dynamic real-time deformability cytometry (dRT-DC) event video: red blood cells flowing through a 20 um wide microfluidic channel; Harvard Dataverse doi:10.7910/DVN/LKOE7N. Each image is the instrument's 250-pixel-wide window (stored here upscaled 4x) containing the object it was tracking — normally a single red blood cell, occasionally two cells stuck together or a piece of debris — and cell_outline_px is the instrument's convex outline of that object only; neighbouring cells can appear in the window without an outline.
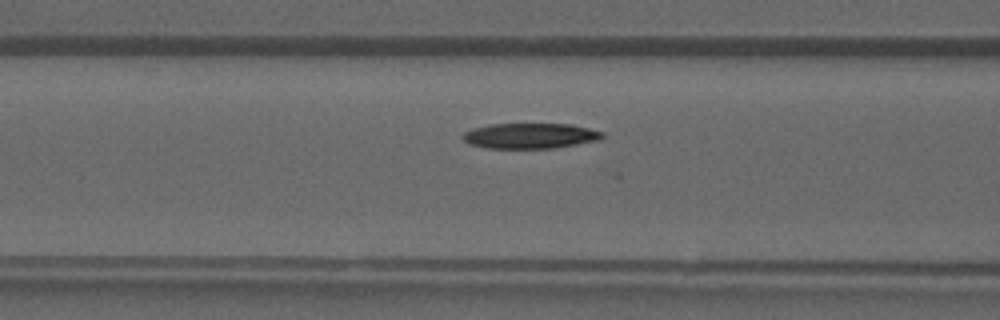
{"species": "common noctule bat (a hibernating species)", "species_latin": "Nyctalus noctula", "temperature_condition": "warm", "stored_images_in_passage": 14, "camera_frame_rate_fps": 3000, "um_per_image_px": 0.085, "animal": {"sex": "male", "forearm_length_mm": 52.5}, "frame": {"image": 1, "passage_image": 10, "time_ms": 3.0, "image_size_px": [1000, 320], "cell_outline_px": [[604, 136], [600, 140], [556, 148], [488, 148], [468, 144], [460, 136], [464, 132], [472, 128], [488, 124], [572, 124], [604, 132]], "centroid_in_image_um": [45.05, 11.54], "position_along_channel_um": 121.5, "area_um2": 20.87}}
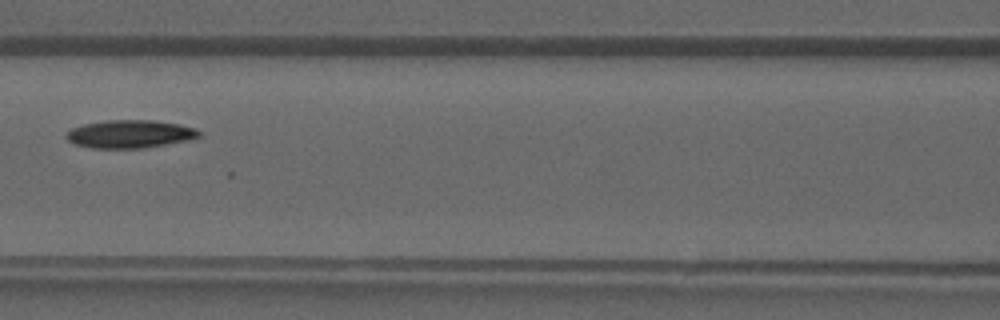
{"frame": {"image": 2, "passage_image": 12, "time_ms": 3.667, "image_size_px": [1000, 320], "cell_outline_px": [[200, 136], [188, 140], [140, 148], [92, 148], [76, 144], [68, 140], [64, 136], [72, 128], [84, 124], [108, 120], [152, 120], [180, 124], [196, 128], [200, 132]], "centroid_in_image_um": [11.04, 11.38], "position_along_channel_um": 155.6, "area_um2": 21.44}}